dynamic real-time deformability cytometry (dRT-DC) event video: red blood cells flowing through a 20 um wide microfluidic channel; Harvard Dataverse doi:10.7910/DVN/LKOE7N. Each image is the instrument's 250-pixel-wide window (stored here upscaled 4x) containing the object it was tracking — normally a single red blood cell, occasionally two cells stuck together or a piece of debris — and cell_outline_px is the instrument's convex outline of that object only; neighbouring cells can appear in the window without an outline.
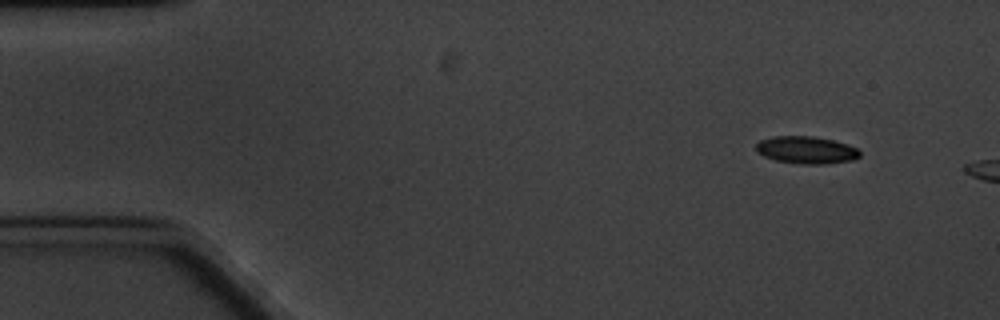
{"species": "common noctule bat (a hibernating species)", "species_latin": "Nyctalus noctula", "temperature_condition": "cold", "stored_images_in_passage": 3, "segment_of_instrument_passage": [1, 2], "camera_frame_rate_fps": 3000, "um_per_image_px": 0.085, "animal": {"sex": "male", "body_mass_g": 20.1, "forearm_length_mm": 53.5}, "frame": {"image": 1, "passage_image": 1, "time_ms": 0.0, "image_size_px": [1000, 320], "cell_outline_px": [[860, 156], [856, 160], [824, 164], [800, 164], [776, 160], [764, 156], [756, 152], [756, 144], [760, 140], [772, 136], [812, 136], [832, 140], [848, 144], [856, 148], [860, 152]], "centroid_in_image_um": [68.54, 12.75], "position_along_channel_um": 16.5, "area_um2": 16.65}}